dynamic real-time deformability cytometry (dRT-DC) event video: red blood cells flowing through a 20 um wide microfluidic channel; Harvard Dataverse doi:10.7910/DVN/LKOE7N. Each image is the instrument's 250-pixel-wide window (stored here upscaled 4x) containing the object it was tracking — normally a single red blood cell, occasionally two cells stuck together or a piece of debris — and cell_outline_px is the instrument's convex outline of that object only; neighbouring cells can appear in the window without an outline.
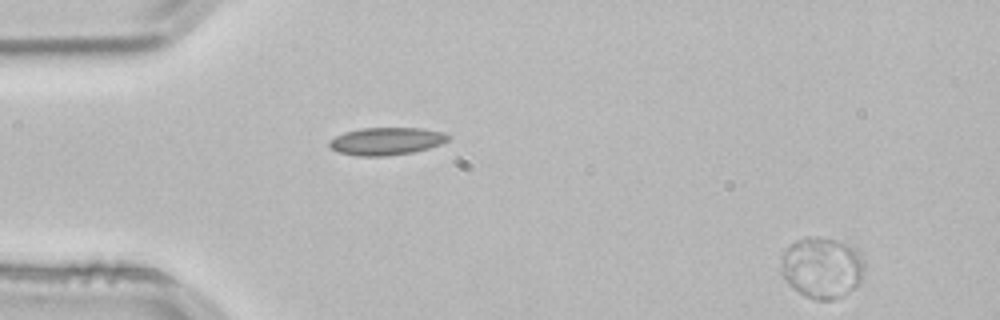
{"species": "common noctule bat (a hibernating species)", "species_latin": "Nyctalus noctula", "temperature_condition": "room temperature", "stored_images_in_passage": 51, "segment_of_instrument_passage": [1, 2], "camera_frame_rate_fps": 3000, "um_per_image_px": 0.085, "animal": {"sex": "male", "body_mass_g": 21.5, "forearm_length_mm": 52.0}, "frame": {"image": 1, "passage_image": 1, "time_ms": 0.0, "image_size_px": [1000, 320], "cell_outline_px": [[864, 272], [860, 280], [848, 292], [832, 300], [816, 300], [792, 288], [788, 284], [780, 272], [780, 256], [796, 240], [804, 236], [816, 236], [836, 240], [856, 248], [864, 260]], "centroid_in_image_um": [69.84, 22.72], "position_along_channel_um": 15.2, "area_um2": 29.77}}
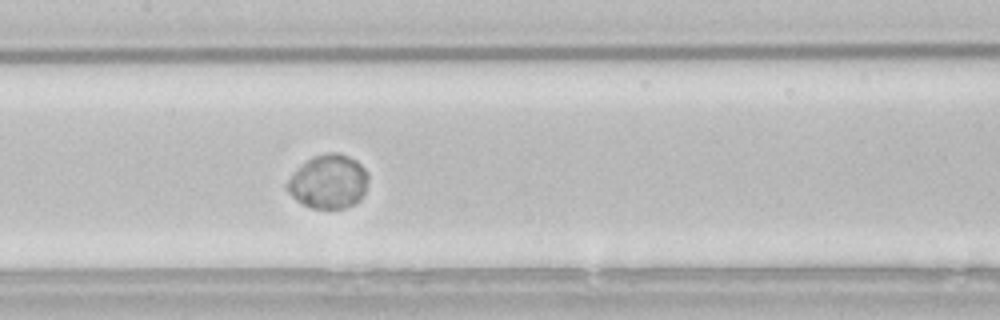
{"frame": {"image": 2, "passage_image": 23, "time_ms": 7.333, "image_size_px": [1000, 320], "cell_outline_px": [[368, 180], [364, 192], [360, 200], [344, 208], [312, 208], [296, 200], [284, 188], [284, 184], [308, 160], [316, 156], [328, 152], [336, 152], [348, 156], [356, 160], [368, 172]], "centroid_in_image_um": [27.93, 15.45], "position_along_channel_um": 179.5, "area_um2": 25.14}}
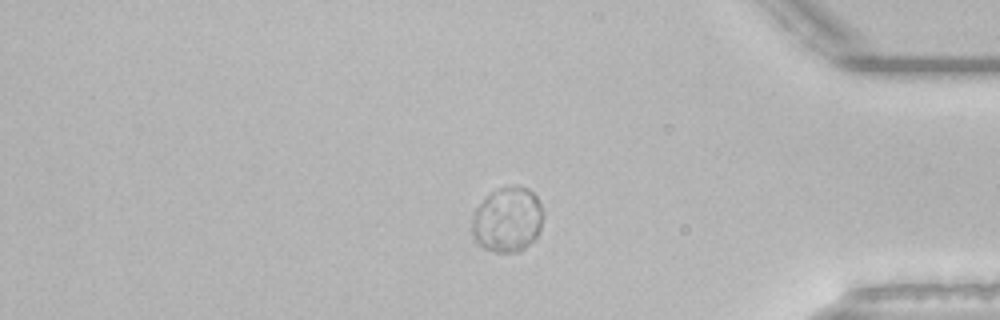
{"frame": {"image": 3, "passage_image": 42, "time_ms": 13.667, "image_size_px": [1000, 320], "cell_outline_px": [[544, 216], [540, 228], [536, 236], [524, 248], [516, 252], [496, 252], [484, 248], [476, 244], [472, 240], [472, 212], [496, 188], [528, 188], [536, 196], [540, 204]], "centroid_in_image_um": [43.1, 18.71], "position_along_channel_um": 392.1, "area_um2": 26.76}}